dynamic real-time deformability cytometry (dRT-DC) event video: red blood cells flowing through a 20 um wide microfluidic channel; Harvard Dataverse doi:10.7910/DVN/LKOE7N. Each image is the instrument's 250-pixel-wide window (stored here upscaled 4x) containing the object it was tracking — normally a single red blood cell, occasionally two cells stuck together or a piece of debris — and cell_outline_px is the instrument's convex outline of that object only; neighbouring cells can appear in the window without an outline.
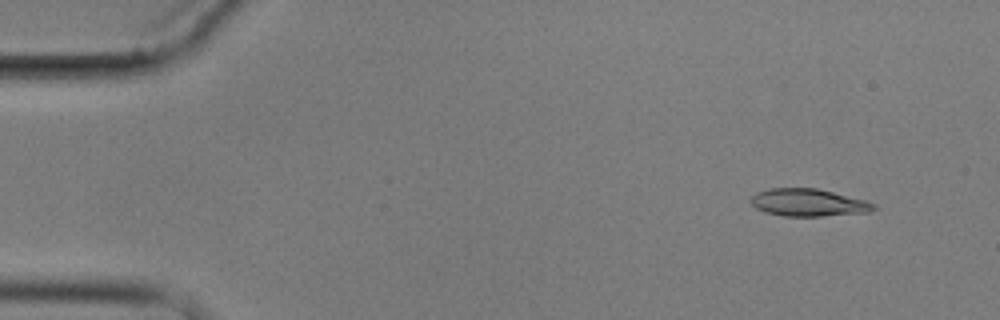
{"species": "common noctule bat (a hibernating species)", "species_latin": "Nyctalus noctula", "temperature_condition": "cold", "stored_images_in_passage": 6, "camera_frame_rate_fps": 3000, "um_per_image_px": 0.085, "animal": {"sex": "male", "body_mass_g": 17.9}, "frame": {"image": 1, "passage_image": 2, "time_ms": 1.333, "image_size_px": [1000, 320], "cell_outline_px": [[876, 208], [868, 212], [820, 216], [784, 216], [764, 212], [756, 208], [752, 204], [752, 196], [756, 192], [768, 188], [816, 188], [868, 200], [876, 204]], "centroid_in_image_um": [68.73, 17.21], "position_along_channel_um": 16.3, "area_um2": 19.71}}
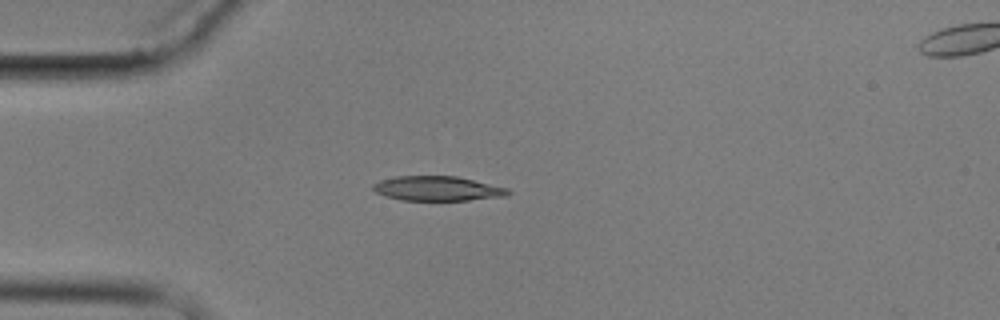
{"frame": {"image": 2, "passage_image": 5, "time_ms": 4.667, "image_size_px": [1000, 320], "cell_outline_px": [[512, 192], [508, 196], [468, 200], [400, 200], [376, 192], [372, 188], [372, 184], [380, 180], [396, 176], [456, 176], [508, 188]], "centroid_in_image_um": [37.2, 16.02], "position_along_channel_um": 47.8, "area_um2": 19.31}}